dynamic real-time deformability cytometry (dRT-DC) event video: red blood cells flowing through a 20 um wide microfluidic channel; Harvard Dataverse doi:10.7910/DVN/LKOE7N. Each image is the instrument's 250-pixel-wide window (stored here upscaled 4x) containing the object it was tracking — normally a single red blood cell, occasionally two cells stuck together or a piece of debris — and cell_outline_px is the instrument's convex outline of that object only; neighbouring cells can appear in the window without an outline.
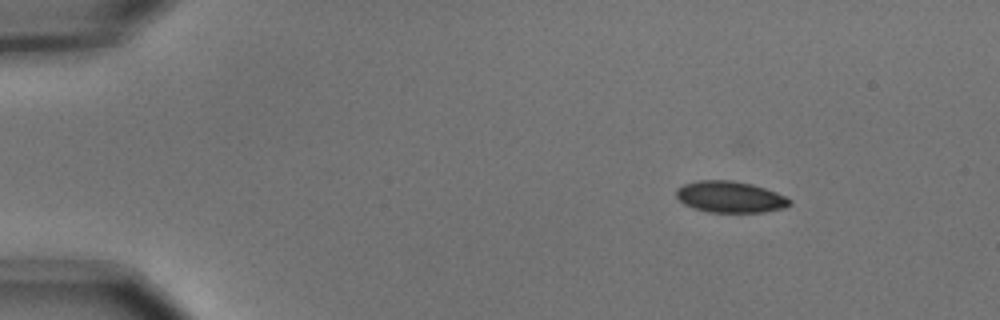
{"species": "common noctule bat (a hibernating species)", "species_latin": "Nyctalus noctula", "temperature_condition": "cold", "stored_images_in_passage": 5, "camera_frame_rate_fps": 3000, "um_per_image_px": 0.085, "animal": {"sex": "male", "body_mass_g": 15.6}, "frame": {"image": 1, "passage_image": 2, "time_ms": 0.333, "image_size_px": [1000, 320], "cell_outline_px": [[792, 204], [784, 208], [764, 212], [708, 212], [684, 204], [676, 196], [676, 188], [684, 184], [700, 180], [732, 180], [752, 184], [776, 192], [792, 200]], "centroid_in_image_um": [62.08, 16.73], "position_along_channel_um": 22.9, "area_um2": 20.69}}
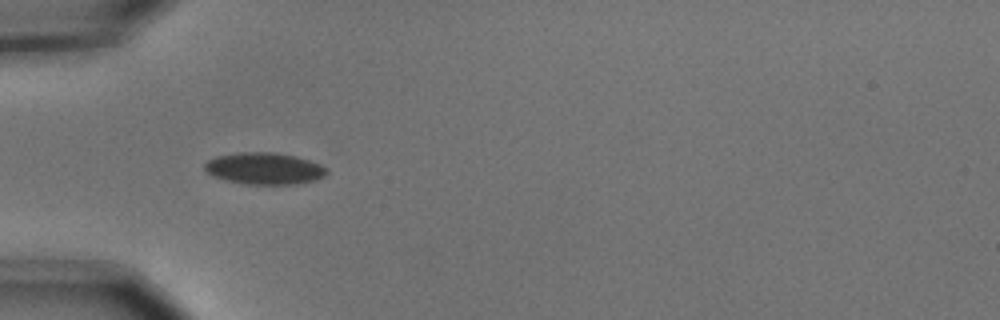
{"frame": {"image": 2, "passage_image": 4, "time_ms": 1.0, "image_size_px": [1000, 320], "cell_outline_px": [[328, 172], [324, 176], [316, 180], [296, 184], [244, 184], [224, 180], [208, 172], [204, 168], [204, 164], [208, 160], [216, 156], [236, 152], [276, 152], [296, 156], [320, 164], [328, 168]], "centroid_in_image_um": [22.49, 14.31], "position_along_channel_um": 62.5, "area_um2": 22.72}}
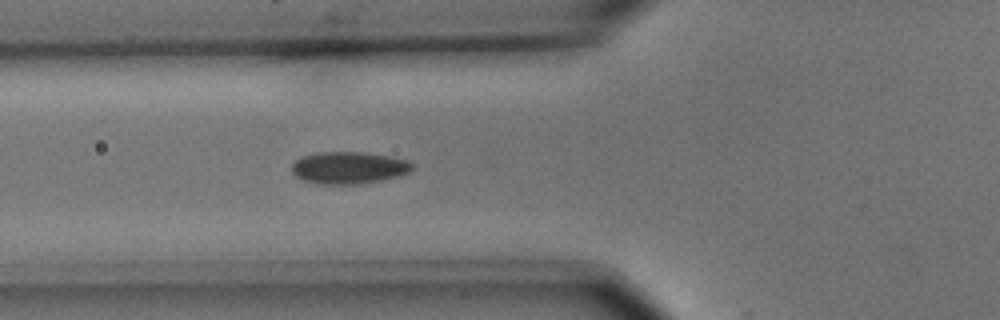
{"frame": {"image": 3, "passage_image": 5, "time_ms": 1.333, "image_size_px": [1000, 320], "cell_outline_px": [[412, 168], [408, 172], [396, 176], [380, 180], [356, 184], [320, 184], [304, 180], [296, 176], [292, 172], [292, 164], [296, 160], [304, 156], [320, 152], [364, 152], [388, 156], [408, 160], [412, 164]], "centroid_in_image_um": [29.62, 14.25], "position_along_channel_um": 96.2, "area_um2": 22.2}}